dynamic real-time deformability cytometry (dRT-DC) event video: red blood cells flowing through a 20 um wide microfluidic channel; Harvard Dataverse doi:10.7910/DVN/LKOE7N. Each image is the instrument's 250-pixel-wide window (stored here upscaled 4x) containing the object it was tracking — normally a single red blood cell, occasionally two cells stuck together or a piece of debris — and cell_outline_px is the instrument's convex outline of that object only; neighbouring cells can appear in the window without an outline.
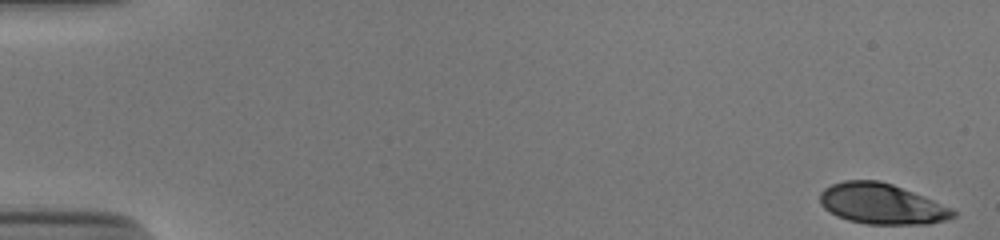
{"species": "human", "species_latin": "Homo sapiens", "temperature_condition": "cold", "stored_images_in_passage": 53, "camera_frame_rate_fps": 3000, "um_per_image_px": 0.085, "donor": {"sex": "male"}, "frame": {"image": 1, "passage_image": 1, "time_ms": 0.0, "image_size_px": [1000, 240], "cell_outline_px": [[956, 216], [944, 220], [928, 224], [868, 224], [848, 220], [836, 216], [824, 208], [820, 204], [820, 192], [824, 188], [832, 184], [844, 180], [880, 180], [892, 184], [952, 208], [956, 212]], "centroid_in_image_um": [74.91, 17.33], "position_along_channel_um": 10.1, "area_um2": 31.33}}
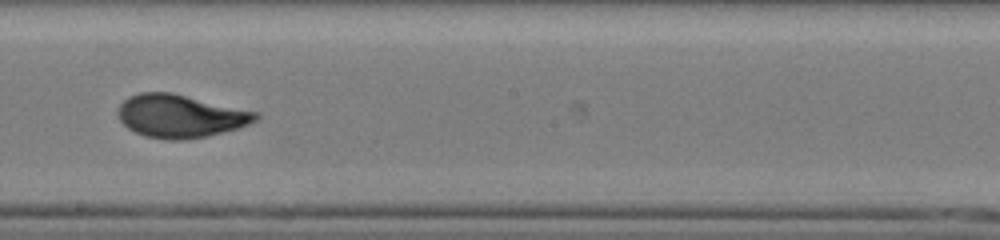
{"frame": {"image": 2, "passage_image": 31, "time_ms": 10.0, "image_size_px": [1000, 240], "cell_outline_px": [[260, 116], [256, 120], [248, 124], [236, 128], [208, 136], [184, 140], [168, 140], [144, 136], [128, 128], [120, 120], [116, 112], [120, 104], [128, 96], [140, 92], [172, 92], [260, 112]], "centroid_in_image_um": [15.32, 9.85], "position_along_channel_um": 232.9, "area_um2": 34.74}}
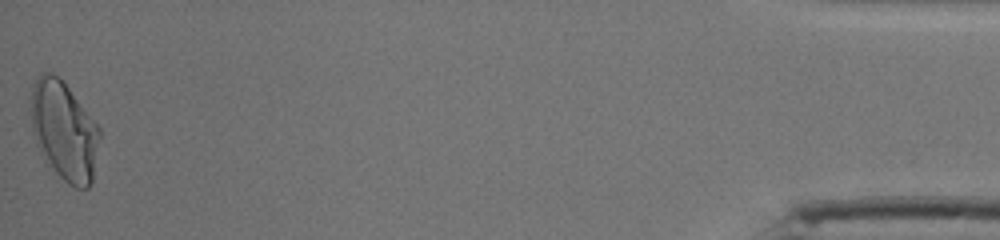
{"frame": {"image": 3, "passage_image": 53, "time_ms": 17.333, "image_size_px": [1000, 240], "cell_outline_px": [[100, 136], [92, 180], [88, 188], [76, 188], [68, 184], [56, 172], [36, 144], [32, 132], [32, 84], [40, 72], [52, 72], [68, 88], [100, 128]], "centroid_in_image_um": [5.45, 11.11], "position_along_channel_um": 429.8, "area_um2": 38.78}, "authors_computed_cell_mechanics": {"area_um2": 33.9864, "velocity_mm_per_s": 3.8674, "shape_relaxation_time_tau1_ms": 4.801, "shape_relaxation_time_tau2_ms": 0.9422, "deformation_change_tau1": 0.1934, "deformation_change_tau2": 0.0634}}